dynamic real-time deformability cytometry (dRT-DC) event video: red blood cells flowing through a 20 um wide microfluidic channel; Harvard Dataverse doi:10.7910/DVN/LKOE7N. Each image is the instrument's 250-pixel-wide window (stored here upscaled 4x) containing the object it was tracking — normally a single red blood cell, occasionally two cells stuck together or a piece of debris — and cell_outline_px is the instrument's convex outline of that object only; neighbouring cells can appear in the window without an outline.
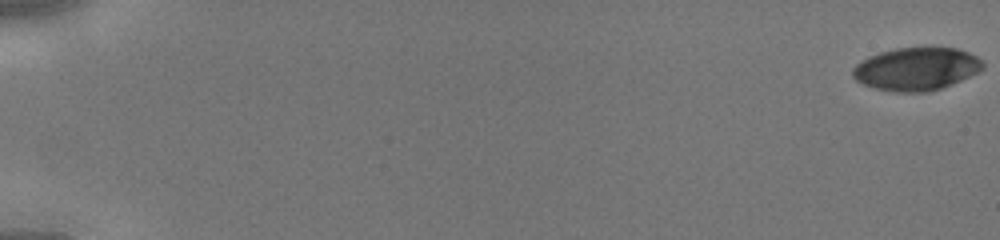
{"species": "human", "species_latin": "Homo sapiens", "temperature_condition": "cold", "stored_images_in_passage": 11, "camera_frame_rate_fps": 3000, "um_per_image_px": 0.085, "donor": {"sex": "male"}, "frame": {"image": 1, "passage_image": 1, "time_ms": 0.0, "image_size_px": [1000, 240], "cell_outline_px": [[984, 68], [960, 80], [940, 88], [928, 92], [896, 92], [872, 88], [856, 80], [852, 76], [852, 68], [856, 64], [868, 56], [880, 52], [896, 48], [956, 48], [968, 52], [976, 56], [984, 64]], "centroid_in_image_um": [77.84, 5.86], "position_along_channel_um": 7.2, "area_um2": 32.31}}